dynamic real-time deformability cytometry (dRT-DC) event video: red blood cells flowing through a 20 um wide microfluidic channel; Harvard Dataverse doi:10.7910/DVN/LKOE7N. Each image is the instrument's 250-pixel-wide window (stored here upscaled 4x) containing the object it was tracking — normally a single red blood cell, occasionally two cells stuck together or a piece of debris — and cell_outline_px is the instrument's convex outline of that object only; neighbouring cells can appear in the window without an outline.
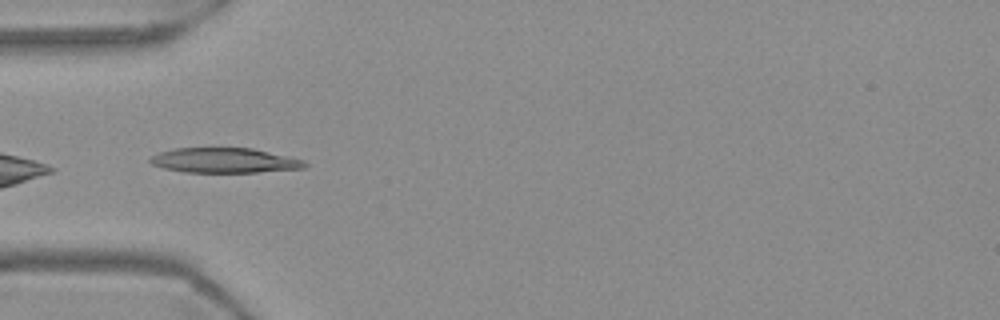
{"species": "Egyptian fruit bat (a non-hibernating species)", "species_latin": "Rousettus aegyptiacus", "temperature_condition": "warm", "stored_images_in_passage": 38, "camera_frame_rate_fps": 3000, "um_per_image_px": 0.085, "frame": {"image": 1, "passage_image": 1, "time_ms": 0.0, "image_size_px": [1000, 320], "cell_outline_px": [[308, 164], [304, 168], [256, 172], [184, 172], [164, 168], [152, 164], [148, 160], [152, 156], [160, 152], [176, 148], [252, 148], [304, 160]], "centroid_in_image_um": [19.07, 13.63], "position_along_channel_um": 65.9, "area_um2": 22.25}}
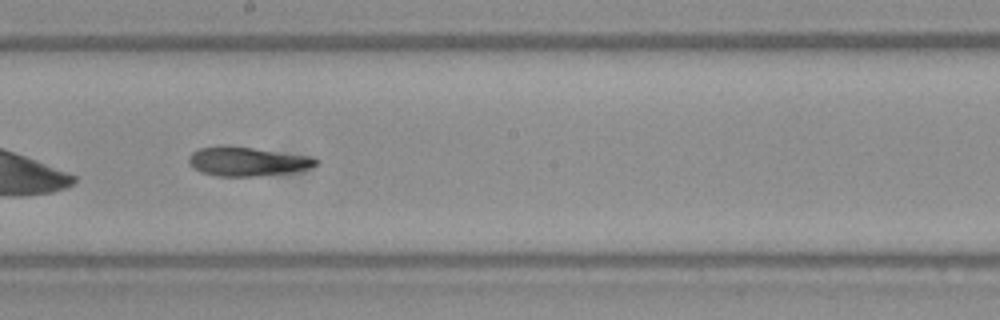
{"frame": {"image": 2, "passage_image": 14, "time_ms": 4.333, "image_size_px": [1000, 320], "cell_outline_px": [[320, 160], [316, 164], [308, 168], [292, 172], [256, 176], [216, 176], [200, 172], [192, 168], [188, 164], [188, 156], [192, 152], [200, 148], [228, 144], [312, 156]], "centroid_in_image_um": [20.98, 13.7], "position_along_channel_um": 227.2, "area_um2": 21.96}}
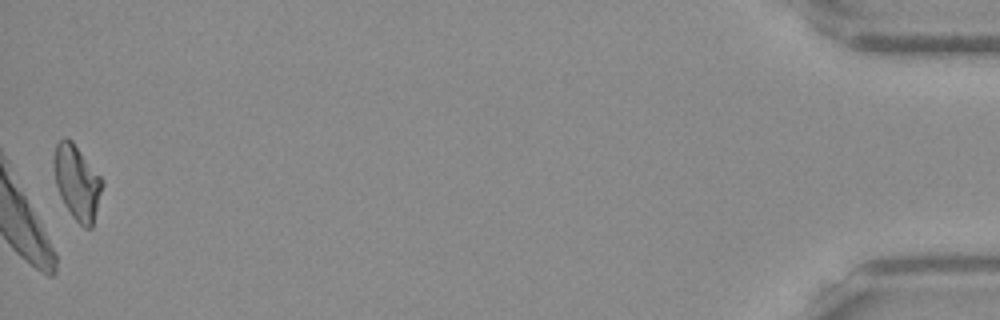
{"frame": {"image": 3, "passage_image": 38, "time_ms": 12.333, "image_size_px": [1000, 320], "cell_outline_px": [[104, 184], [92, 228], [84, 228], [72, 216], [64, 204], [60, 196], [56, 184], [52, 164], [52, 160], [56, 144], [64, 136], [72, 140], [104, 180]], "centroid_in_image_um": [6.55, 15.48], "position_along_channel_um": 428.7, "area_um2": 21.27}, "authors_computed_cell_mechanics": {"area_um2": 21.2704, "velocity_mm_per_s": 3.7143, "shape_relaxation_time_tau1_ms": 6.9753, "shape_relaxation_time_tau2_ms": 3.8214, "deformation_change_tau1": 0.2133, "deformation_change_tau2": 0.1288}}